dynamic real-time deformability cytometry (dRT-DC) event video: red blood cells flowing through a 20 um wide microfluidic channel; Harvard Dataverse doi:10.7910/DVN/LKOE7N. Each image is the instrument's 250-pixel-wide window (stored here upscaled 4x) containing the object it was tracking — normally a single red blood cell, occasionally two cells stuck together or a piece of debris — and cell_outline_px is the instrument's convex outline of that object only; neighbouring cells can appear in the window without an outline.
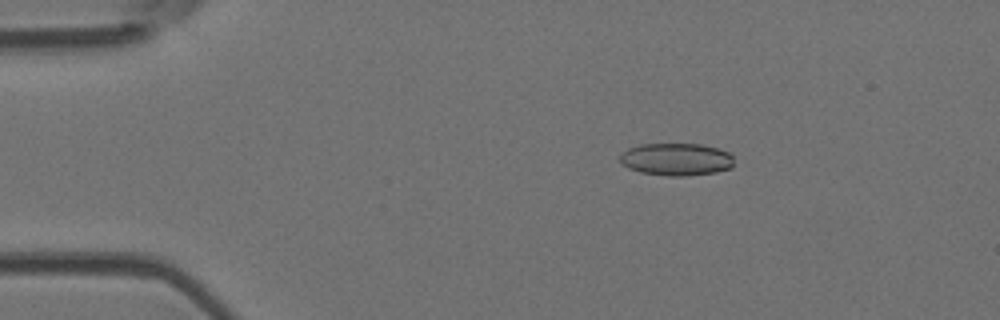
{"species": "Egyptian fruit bat (a non-hibernating species)", "species_latin": "Rousettus aegyptiacus", "temperature_condition": "room temperature", "stored_images_in_passage": 4, "camera_frame_rate_fps": 3000, "um_per_image_px": 0.085, "animal": {"sex": "female"}, "frame": {"image": 1, "passage_image": 2, "time_ms": 1.333, "image_size_px": [1000, 320], "cell_outline_px": [[732, 168], [716, 172], [688, 176], [668, 176], [640, 172], [628, 168], [620, 164], [620, 152], [628, 148], [640, 144], [704, 144], [728, 152], [732, 156]], "centroid_in_image_um": [57.45, 13.54], "position_along_channel_um": 27.6, "area_um2": 21.79}}
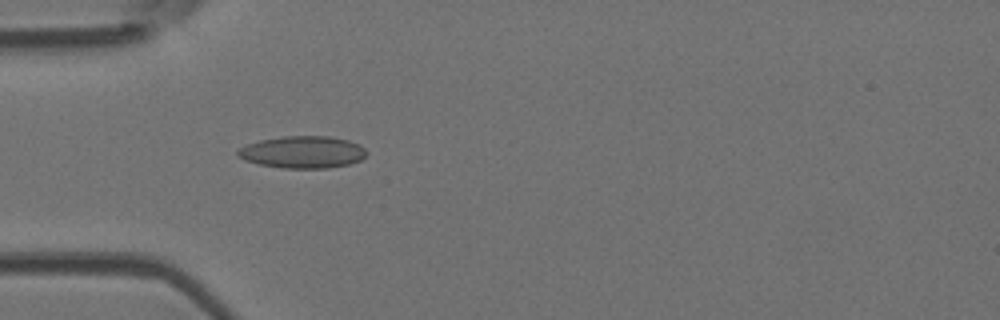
{"frame": {"image": 2, "passage_image": 4, "time_ms": 3.667, "image_size_px": [1000, 320], "cell_outline_px": [[368, 152], [360, 160], [348, 164], [328, 168], [284, 168], [260, 164], [244, 160], [236, 156], [236, 152], [240, 148], [248, 144], [260, 140], [284, 136], [328, 136], [348, 140], [360, 144]], "centroid_in_image_um": [25.73, 12.92], "position_along_channel_um": 59.3, "area_um2": 24.04}}